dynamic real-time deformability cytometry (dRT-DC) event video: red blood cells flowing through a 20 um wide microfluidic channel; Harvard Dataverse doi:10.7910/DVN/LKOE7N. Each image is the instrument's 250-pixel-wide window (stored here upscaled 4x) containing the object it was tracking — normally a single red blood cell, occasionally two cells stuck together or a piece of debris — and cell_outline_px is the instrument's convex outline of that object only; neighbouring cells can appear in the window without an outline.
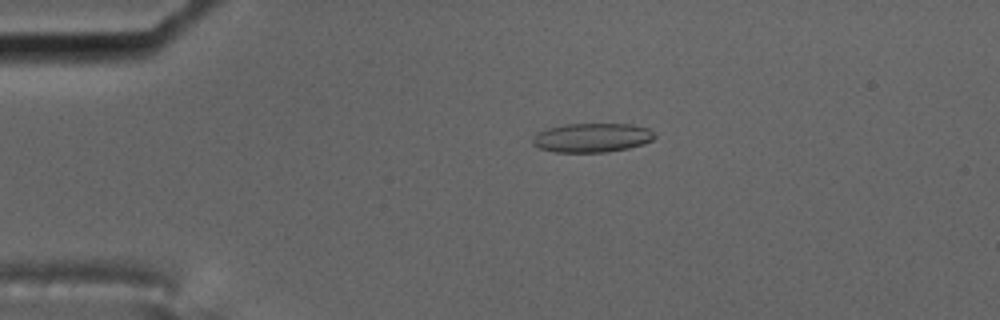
{"species": "common noctule bat (a hibernating species)", "species_latin": "Nyctalus noctula", "temperature_condition": "cold", "stored_images_in_passage": 3, "camera_frame_rate_fps": 3000, "um_per_image_px": 0.085, "animal": {"sex": "male", "body_mass_g": 17.5, "forearm_length_mm": 52.3}, "frame": {"image": 1, "passage_image": 1, "time_ms": 0.0, "image_size_px": [1000, 320], "cell_outline_px": [[656, 136], [652, 140], [644, 144], [628, 148], [608, 152], [556, 152], [540, 148], [532, 144], [532, 140], [540, 132], [548, 128], [564, 124], [632, 124], [648, 128]], "centroid_in_image_um": [50.35, 11.7], "position_along_channel_um": 34.6, "area_um2": 20.58}}